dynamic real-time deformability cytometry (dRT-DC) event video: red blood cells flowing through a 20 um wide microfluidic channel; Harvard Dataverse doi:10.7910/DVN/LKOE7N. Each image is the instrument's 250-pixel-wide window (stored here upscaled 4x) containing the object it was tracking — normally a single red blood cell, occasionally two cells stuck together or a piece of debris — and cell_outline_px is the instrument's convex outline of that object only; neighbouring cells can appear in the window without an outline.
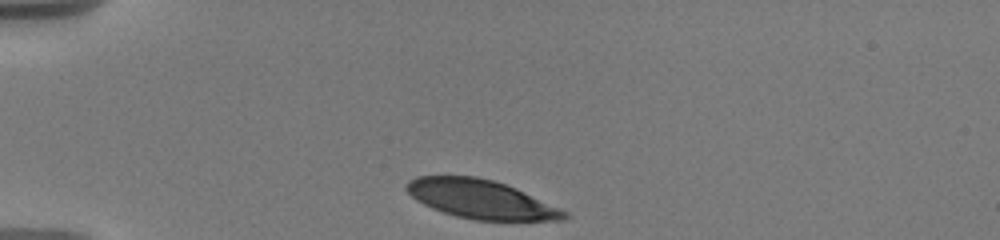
{"species": "human", "species_latin": "Homo sapiens", "temperature_condition": "warm", "stored_images_in_passage": 19, "camera_frame_rate_fps": 3000, "um_per_image_px": 0.085, "donor": {"sex": "male"}, "frame": {"image": 1, "passage_image": 1, "time_ms": 0.0, "image_size_px": [1000, 240], "cell_outline_px": [[568, 216], [564, 220], [476, 220], [456, 216], [432, 208], [416, 200], [404, 188], [408, 180], [416, 176], [476, 176], [492, 180], [516, 188], [560, 208], [568, 212]], "centroid_in_image_um": [40.85, 16.93], "position_along_channel_um": 44.1, "area_um2": 35.37}}
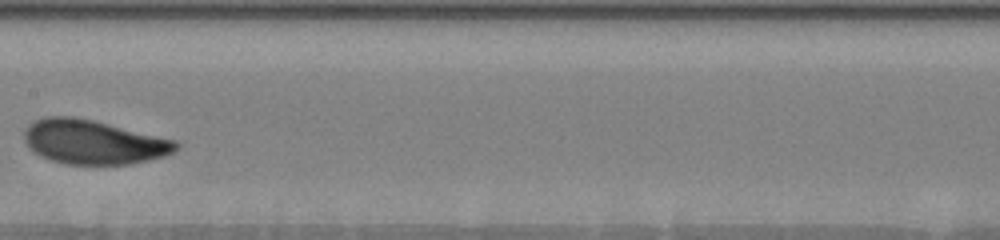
{"frame": {"image": 2, "passage_image": 9, "time_ms": 5.333, "image_size_px": [1000, 240], "cell_outline_px": [[180, 148], [164, 156], [148, 160], [128, 164], [64, 164], [48, 160], [40, 156], [28, 148], [24, 140], [24, 132], [36, 120], [44, 116], [72, 116], [92, 120], [176, 140], [180, 144]], "centroid_in_image_um": [7.93, 12.08], "position_along_channel_um": 199.5, "area_um2": 39.02}}
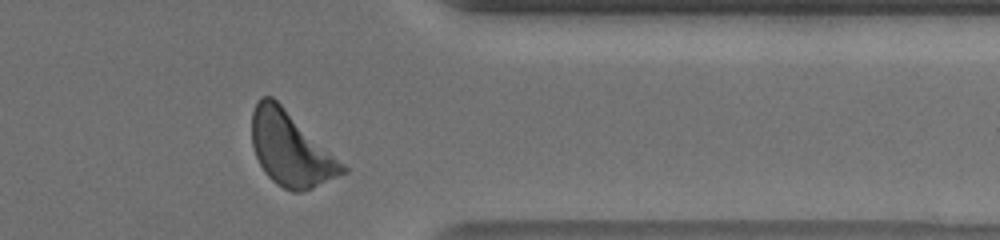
{"frame": {"image": 3, "passage_image": 18, "time_ms": 10.667, "image_size_px": [1000, 240], "cell_outline_px": [[348, 172], [312, 188], [300, 192], [292, 192], [276, 184], [264, 172], [256, 156], [252, 144], [252, 112], [260, 96], [272, 96], [344, 164], [348, 168]], "centroid_in_image_um": [24.69, 12.68], "position_along_channel_um": 386.7, "area_um2": 38.61}, "authors_computed_cell_mechanics": {"area_um2": 38.437, "velocity_mm_per_s": 3.6172, "shape_relaxation_time_tau1_ms": 2.4495, "shape_relaxation_time_tau2_ms": null, "deformation_change_tau1": 0.1068, "deformation_change_tau2": null}}